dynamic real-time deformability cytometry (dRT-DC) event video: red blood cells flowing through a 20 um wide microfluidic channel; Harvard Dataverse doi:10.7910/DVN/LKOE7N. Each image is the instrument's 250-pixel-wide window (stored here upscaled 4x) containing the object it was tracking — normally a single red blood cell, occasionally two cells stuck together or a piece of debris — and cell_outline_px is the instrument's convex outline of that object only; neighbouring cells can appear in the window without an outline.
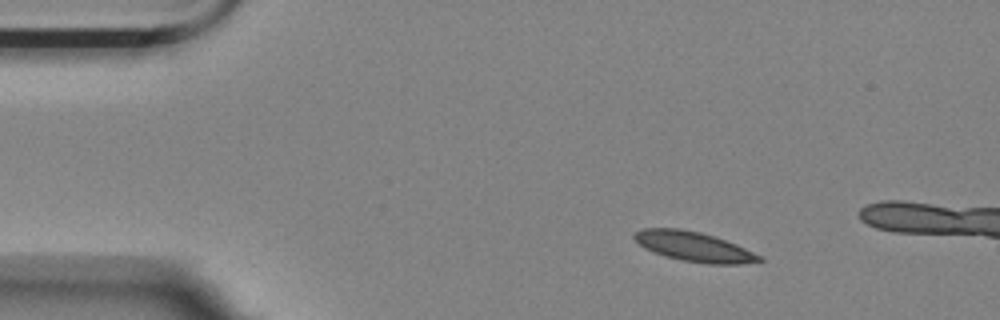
{"species": "Egyptian fruit bat (a non-hibernating species)", "species_latin": "Rousettus aegyptiacus", "temperature_condition": "room temperature", "stored_images_in_passage": 4, "camera_frame_rate_fps": 3000, "um_per_image_px": 0.085, "animal": {"sex": "female"}, "frame": {"image": 1, "passage_image": 2, "time_ms": 1.333, "image_size_px": [1000, 320], "cell_outline_px": [[764, 260], [740, 264], [708, 264], [680, 260], [664, 256], [652, 252], [644, 248], [632, 236], [636, 232], [644, 228], [680, 228], [700, 232], [736, 244], [764, 256]], "centroid_in_image_um": [58.99, 20.97], "position_along_channel_um": 26.0, "area_um2": 21.68}}